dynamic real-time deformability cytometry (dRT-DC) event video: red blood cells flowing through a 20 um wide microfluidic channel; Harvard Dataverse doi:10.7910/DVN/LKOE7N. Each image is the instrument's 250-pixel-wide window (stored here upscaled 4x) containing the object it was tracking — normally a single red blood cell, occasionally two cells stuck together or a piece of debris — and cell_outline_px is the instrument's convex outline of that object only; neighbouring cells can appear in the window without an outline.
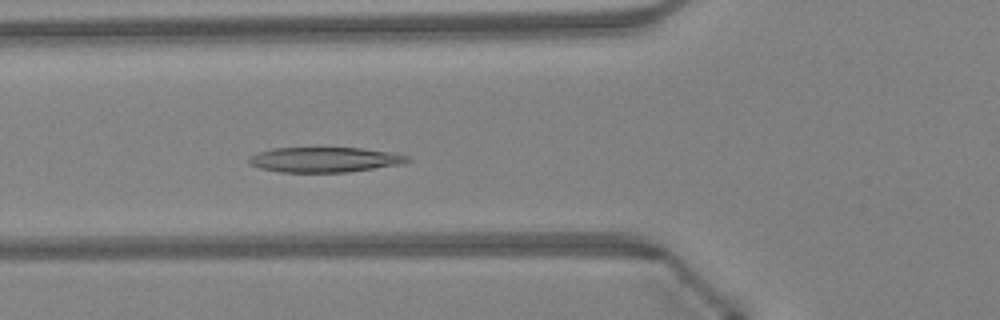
{"species": "Egyptian fruit bat (a non-hibernating species)", "species_latin": "Rousettus aegyptiacus", "temperature_condition": "warm", "stored_images_in_passage": 46, "camera_frame_rate_fps": 3000, "um_per_image_px": 0.085, "animal": {"sex": "female"}, "frame": {"image": 1, "passage_image": 16, "time_ms": 5.0, "image_size_px": [1000, 320], "cell_outline_px": [[412, 160], [404, 164], [348, 172], [280, 172], [260, 168], [248, 164], [248, 156], [256, 152], [272, 148], [360, 148], [392, 152], [408, 156]], "centroid_in_image_um": [27.58, 13.57], "position_along_channel_um": 98.2, "area_um2": 23.41}}
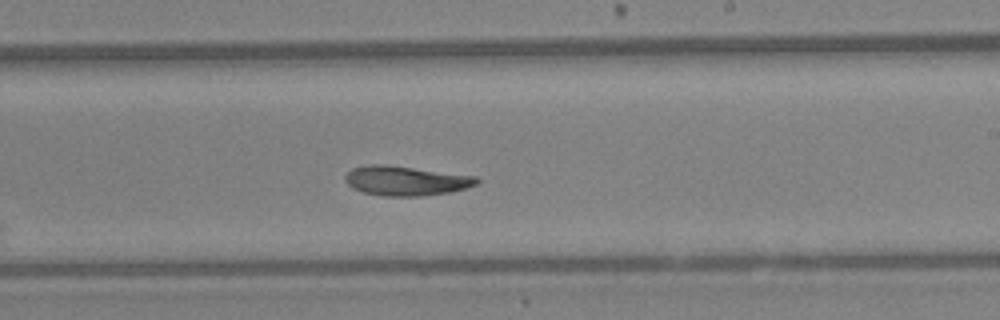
{"frame": {"image": 2, "passage_image": 27, "time_ms": 8.667, "image_size_px": [1000, 320], "cell_outline_px": [[480, 180], [476, 184], [464, 188], [448, 192], [424, 196], [384, 196], [364, 192], [352, 188], [344, 180], [344, 176], [352, 168], [368, 164], [384, 164], [476, 176]], "centroid_in_image_um": [34.45, 15.36], "position_along_channel_um": 254.5, "area_um2": 22.54}}
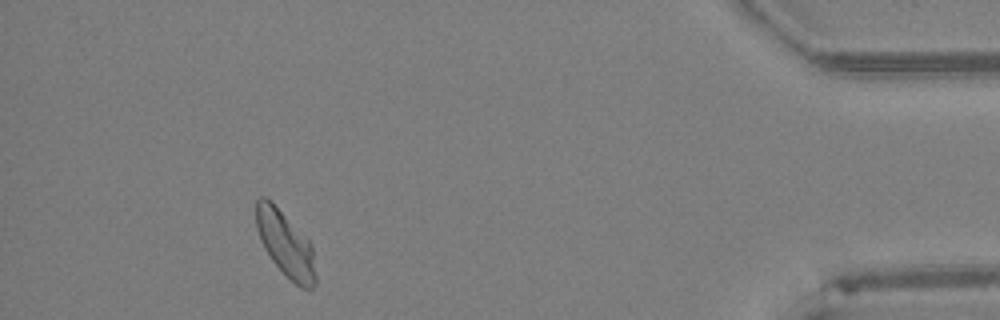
{"frame": {"image": 3, "passage_image": 42, "time_ms": 13.667, "image_size_px": [1000, 320], "cell_outline_px": [[316, 284], [312, 288], [300, 288], [272, 260], [264, 248], [260, 240], [256, 228], [256, 200], [260, 196], [264, 196], [308, 240], [312, 248], [316, 276]], "centroid_in_image_um": [24.25, 20.78], "position_along_channel_um": 410.9, "area_um2": 21.85}, "authors_computed_cell_mechanics": {"area_um2": 22.9755, "velocity_mm_per_s": 4.2831, "shape_relaxation_time_tau1_ms": 8.9221, "shape_relaxation_time_tau2_ms": null, "deformation_change_tau1": 0.2178, "deformation_change_tau2": null}}